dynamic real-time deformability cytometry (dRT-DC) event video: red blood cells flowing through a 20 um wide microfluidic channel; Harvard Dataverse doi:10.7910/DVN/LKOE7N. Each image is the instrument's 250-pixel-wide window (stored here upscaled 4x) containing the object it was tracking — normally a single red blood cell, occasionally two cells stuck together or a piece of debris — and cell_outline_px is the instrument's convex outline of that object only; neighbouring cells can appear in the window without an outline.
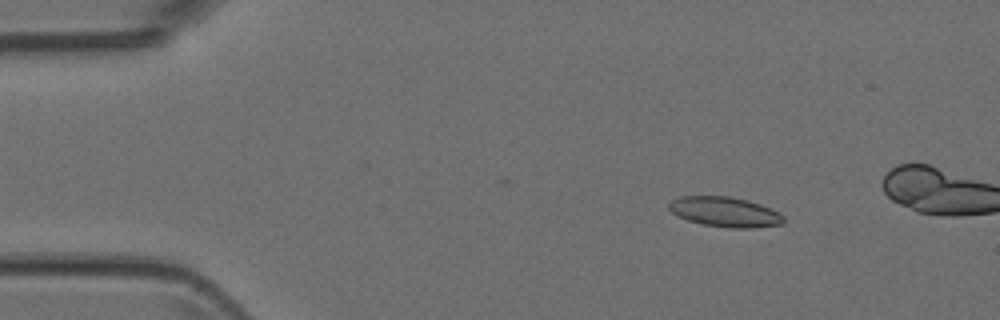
{"species": "Egyptian fruit bat (a non-hibernating species)", "species_latin": "Rousettus aegyptiacus", "temperature_condition": "room temperature", "stored_images_in_passage": 6, "camera_frame_rate_fps": 3000, "um_per_image_px": 0.085, "animal": {"sex": "female"}, "frame": {"image": 1, "passage_image": 3, "time_ms": 2.333, "image_size_px": [1000, 320], "cell_outline_px": [[784, 224], [752, 228], [728, 228], [700, 224], [688, 220], [672, 212], [668, 208], [668, 204], [672, 200], [680, 196], [732, 196], [748, 200], [760, 204], [784, 216]], "centroid_in_image_um": [61.61, 18.01], "position_along_channel_um": 23.4, "area_um2": 20.06}}